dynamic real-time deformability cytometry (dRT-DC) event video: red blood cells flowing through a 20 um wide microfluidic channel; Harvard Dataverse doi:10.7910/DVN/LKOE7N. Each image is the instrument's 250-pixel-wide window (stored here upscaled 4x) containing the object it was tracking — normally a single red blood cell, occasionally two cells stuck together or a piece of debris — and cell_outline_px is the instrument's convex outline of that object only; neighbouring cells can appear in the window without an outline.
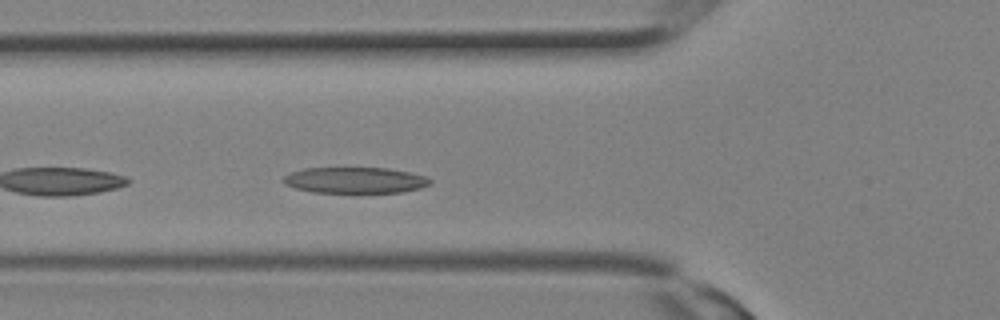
{"species": "Egyptian fruit bat (a non-hibernating species)", "species_latin": "Rousettus aegyptiacus", "temperature_condition": "room temperature", "stored_images_in_passage": 4, "camera_frame_rate_fps": 3000, "um_per_image_px": 0.085, "animal": {"sex": "female"}, "frame": {"image": 1, "passage_image": 2, "time_ms": 0.333, "image_size_px": [1000, 320], "cell_outline_px": [[432, 180], [428, 184], [420, 188], [404, 192], [312, 192], [296, 188], [284, 184], [284, 176], [288, 172], [304, 168], [388, 168], [428, 176]], "centroid_in_image_um": [30.17, 15.31], "position_along_channel_um": 95.6, "area_um2": 22.2}}
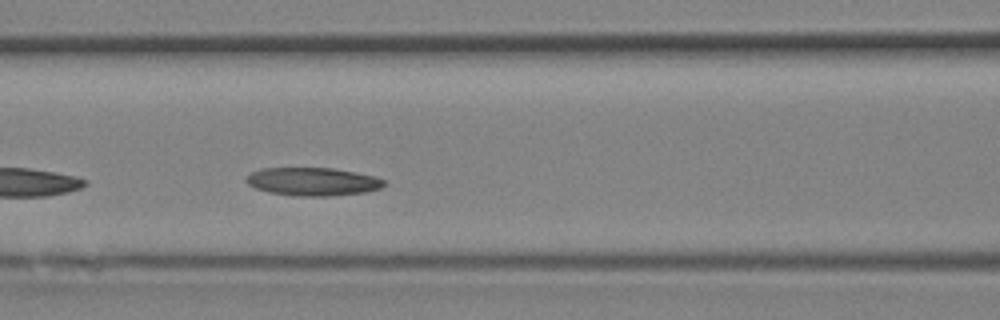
{"frame": {"image": 2, "passage_image": 4, "time_ms": 1.0, "image_size_px": [1000, 320], "cell_outline_px": [[384, 184], [380, 188], [364, 192], [328, 196], [292, 196], [268, 192], [256, 188], [248, 184], [244, 180], [252, 172], [260, 168], [332, 168], [372, 176], [384, 180]], "centroid_in_image_um": [26.52, 15.44], "position_along_channel_um": 140.1, "area_um2": 22.37}}